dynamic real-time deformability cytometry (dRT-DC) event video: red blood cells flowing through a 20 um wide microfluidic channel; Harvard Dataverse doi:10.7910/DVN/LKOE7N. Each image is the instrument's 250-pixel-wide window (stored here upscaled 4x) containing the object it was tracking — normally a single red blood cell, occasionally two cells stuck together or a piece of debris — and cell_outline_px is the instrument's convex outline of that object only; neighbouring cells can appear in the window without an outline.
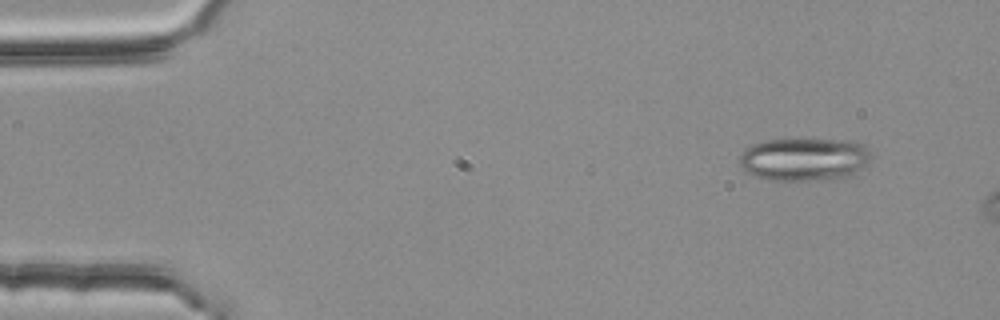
{"species": "common noctule bat (a hibernating species)", "species_latin": "Nyctalus noctula", "temperature_condition": "room temperature", "stored_images_in_passage": 5, "camera_frame_rate_fps": 3000, "um_per_image_px": 0.085, "animal": {"sex": "female", "body_mass_g": 25.1}, "frame": {"image": 1, "passage_image": 5, "time_ms": 1.333, "image_size_px": [1000, 320], "cell_outline_px": [[868, 160], [864, 168], [848, 176], [808, 180], [768, 180], [744, 172], [740, 164], [740, 156], [744, 148], [752, 144], [764, 140], [856, 140], [864, 144], [868, 148]], "centroid_in_image_um": [68.32, 13.53], "position_along_channel_um": 16.7, "area_um2": 32.83}}